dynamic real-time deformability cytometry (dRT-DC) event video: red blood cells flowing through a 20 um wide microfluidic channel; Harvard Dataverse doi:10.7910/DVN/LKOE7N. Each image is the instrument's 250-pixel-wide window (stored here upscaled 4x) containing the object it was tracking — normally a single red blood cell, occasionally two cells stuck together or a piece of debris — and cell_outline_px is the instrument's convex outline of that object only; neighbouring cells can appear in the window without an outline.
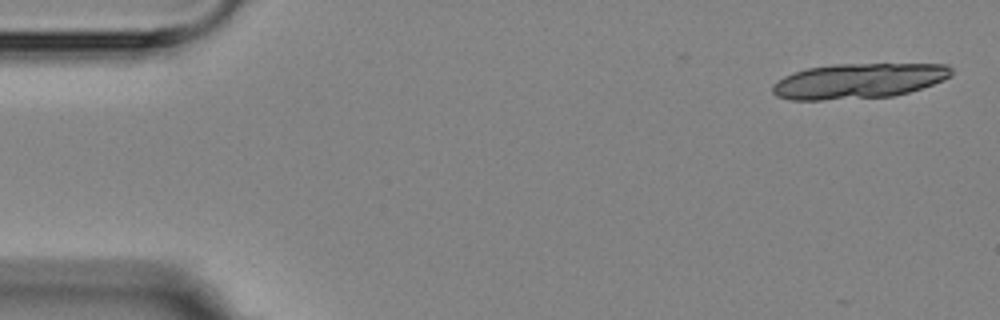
{"species": "Egyptian fruit bat (a non-hibernating species)", "species_latin": "Rousettus aegyptiacus", "temperature_condition": "room temperature", "stored_images_in_passage": 6, "camera_frame_rate_fps": 3000, "um_per_image_px": 0.085, "animal": {"sex": "female"}, "frame": {"image": 1, "passage_image": 1, "time_ms": 0.0, "image_size_px": [1000, 320], "cell_outline_px": [[952, 76], [944, 80], [908, 92], [892, 96], [820, 100], [792, 100], [776, 96], [772, 92], [772, 84], [776, 80], [792, 72], [808, 68], [832, 64], [948, 64], [952, 68]], "centroid_in_image_um": [72.94, 6.87], "position_along_channel_um": 12.1, "area_um2": 36.76}}